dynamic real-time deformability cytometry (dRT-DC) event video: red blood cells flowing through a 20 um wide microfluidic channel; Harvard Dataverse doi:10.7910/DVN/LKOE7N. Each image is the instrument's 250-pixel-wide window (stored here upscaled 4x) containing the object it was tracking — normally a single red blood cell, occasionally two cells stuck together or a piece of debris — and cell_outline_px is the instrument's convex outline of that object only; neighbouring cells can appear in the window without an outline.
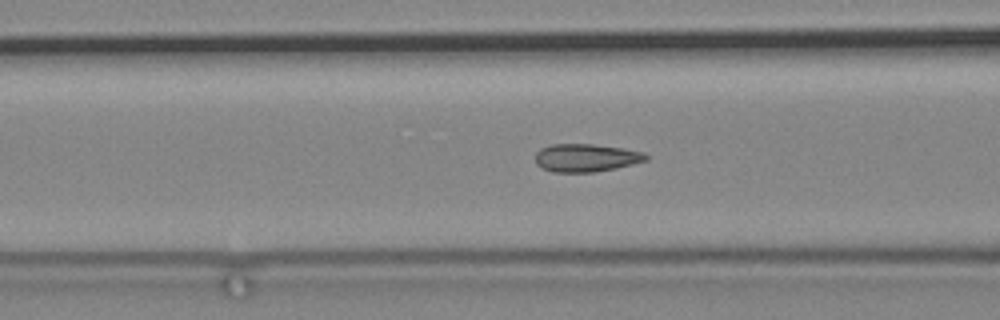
{"species": "common noctule bat (a hibernating species)", "species_latin": "Nyctalus noctula", "temperature_condition": "cold", "stored_images_in_passage": 47, "camera_frame_rate_fps": 3000, "um_per_image_px": 0.085, "animal": {"sex": "male", "body_mass_g": 19.2, "forearm_length_mm": 51.8}, "frame": {"image": 1, "passage_image": 6, "time_ms": 1.667, "image_size_px": [1000, 320], "cell_outline_px": [[648, 160], [616, 168], [596, 172], [552, 172], [536, 164], [536, 152], [540, 148], [552, 144], [592, 144], [624, 148], [644, 152], [648, 156]], "centroid_in_image_um": [49.82, 13.41], "position_along_channel_um": 116.8, "area_um2": 18.09}}
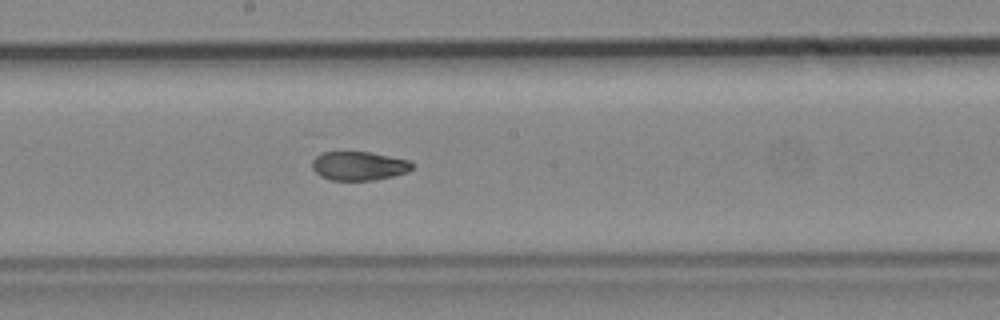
{"frame": {"image": 2, "passage_image": 16, "time_ms": 5.0, "image_size_px": [1000, 320], "cell_outline_px": [[412, 168], [408, 172], [392, 176], [372, 180], [332, 180], [320, 176], [312, 168], [312, 160], [320, 152], [372, 152], [408, 160], [412, 164]], "centroid_in_image_um": [30.48, 14.09], "position_along_channel_um": 217.7, "area_um2": 16.76}}
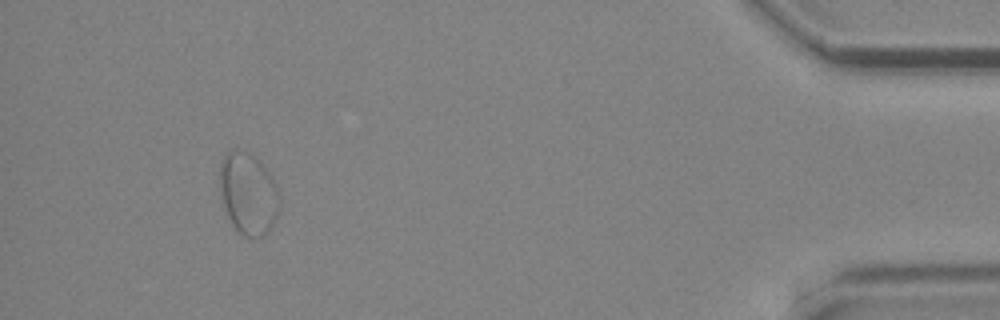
{"frame": {"image": 3, "passage_image": 42, "time_ms": 13.667, "image_size_px": [1000, 320], "cell_outline_px": [[280, 208], [272, 224], [260, 236], [244, 236], [236, 228], [228, 216], [220, 196], [220, 160], [232, 148], [240, 148], [252, 152], [260, 160], [276, 184], [280, 196]], "centroid_in_image_um": [21.09, 16.36], "position_along_channel_um": 414.1, "area_um2": 28.55}}